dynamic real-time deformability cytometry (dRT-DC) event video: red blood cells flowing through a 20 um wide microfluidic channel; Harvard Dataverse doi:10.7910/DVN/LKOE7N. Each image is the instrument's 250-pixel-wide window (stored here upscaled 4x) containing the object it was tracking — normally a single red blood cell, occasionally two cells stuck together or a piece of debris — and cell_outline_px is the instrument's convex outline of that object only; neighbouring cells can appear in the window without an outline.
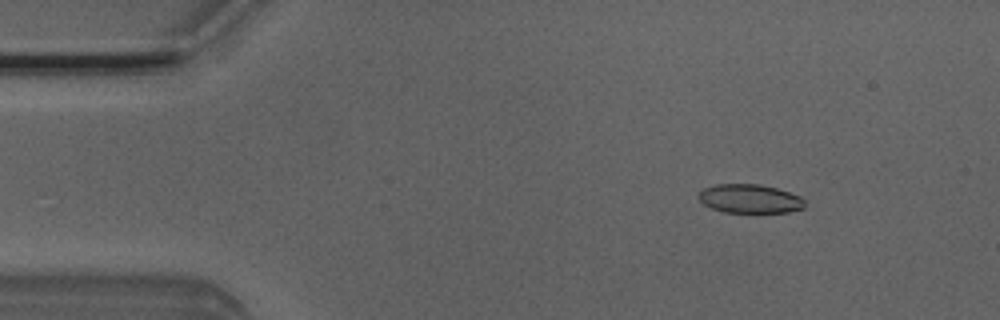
{"species": "Egyptian fruit bat (a non-hibernating species)", "species_latin": "Rousettus aegyptiacus", "temperature_condition": "room temperature", "stored_images_in_passage": 11, "camera_frame_rate_fps": 3000, "um_per_image_px": 0.085, "animal": {"sex": "male"}, "frame": {"image": 1, "passage_image": 4, "time_ms": 1.0, "image_size_px": [1000, 320], "cell_outline_px": [[804, 208], [788, 212], [724, 212], [712, 208], [704, 204], [696, 196], [704, 188], [716, 184], [760, 184], [776, 188], [800, 196], [804, 200]], "centroid_in_image_um": [63.72, 16.89], "position_along_channel_um": 21.3, "area_um2": 17.74}}